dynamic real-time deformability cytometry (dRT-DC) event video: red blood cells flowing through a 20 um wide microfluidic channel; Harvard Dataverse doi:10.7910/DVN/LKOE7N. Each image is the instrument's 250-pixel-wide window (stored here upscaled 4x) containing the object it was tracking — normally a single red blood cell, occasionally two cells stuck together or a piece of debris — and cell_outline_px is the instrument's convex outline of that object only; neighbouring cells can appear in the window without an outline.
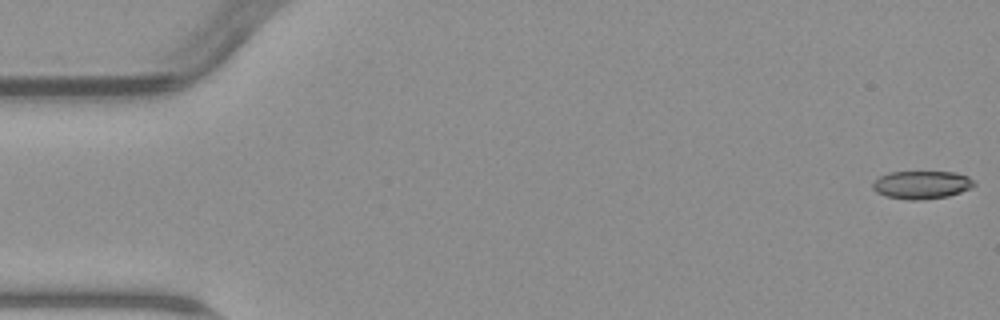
{"species": "common noctule bat (a hibernating species)", "species_latin": "Nyctalus noctula", "temperature_condition": "warm", "stored_images_in_passage": 5, "camera_frame_rate_fps": 3000, "um_per_image_px": 0.085, "animal": {"sex": "male", "body_mass_g": 23.1, "forearm_length_mm": 52.7}, "frame": {"image": 1, "passage_image": 1, "time_ms": 0.0, "image_size_px": [1000, 320], "cell_outline_px": [[976, 184], [972, 188], [948, 196], [920, 200], [908, 200], [884, 196], [876, 192], [872, 188], [872, 184], [880, 176], [888, 172], [956, 172], [968, 176]], "centroid_in_image_um": [78.34, 15.71], "position_along_channel_um": 6.7, "area_um2": 16.65}}